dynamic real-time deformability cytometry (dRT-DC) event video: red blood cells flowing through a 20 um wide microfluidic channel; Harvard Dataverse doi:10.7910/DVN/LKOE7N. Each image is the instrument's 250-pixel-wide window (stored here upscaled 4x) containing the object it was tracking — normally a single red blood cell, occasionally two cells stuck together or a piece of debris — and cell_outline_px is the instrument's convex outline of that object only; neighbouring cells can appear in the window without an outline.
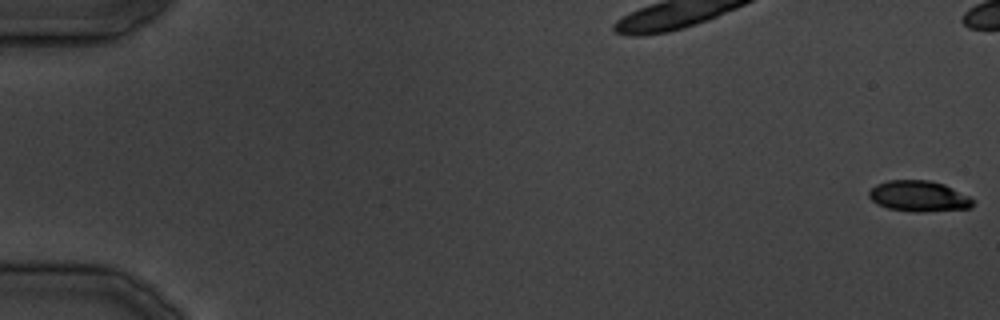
{"species": "common noctule bat (a hibernating species)", "species_latin": "Nyctalus noctula", "temperature_condition": "cold", "stored_images_in_passage": 30, "camera_frame_rate_fps": 3000, "um_per_image_px": 0.085, "animal": {"sex": "male", "body_mass_g": 19.5, "forearm_length_mm": 54.6}, "frame": {"image": 1, "passage_image": 1, "time_ms": 0.0, "image_size_px": [1000, 320], "cell_outline_px": [[976, 200], [972, 208], [924, 212], [912, 212], [888, 208], [876, 204], [868, 196], [868, 192], [876, 184], [888, 180], [928, 180], [944, 184]], "centroid_in_image_um": [78.1, 16.68], "position_along_channel_um": 6.9, "area_um2": 18.84}}